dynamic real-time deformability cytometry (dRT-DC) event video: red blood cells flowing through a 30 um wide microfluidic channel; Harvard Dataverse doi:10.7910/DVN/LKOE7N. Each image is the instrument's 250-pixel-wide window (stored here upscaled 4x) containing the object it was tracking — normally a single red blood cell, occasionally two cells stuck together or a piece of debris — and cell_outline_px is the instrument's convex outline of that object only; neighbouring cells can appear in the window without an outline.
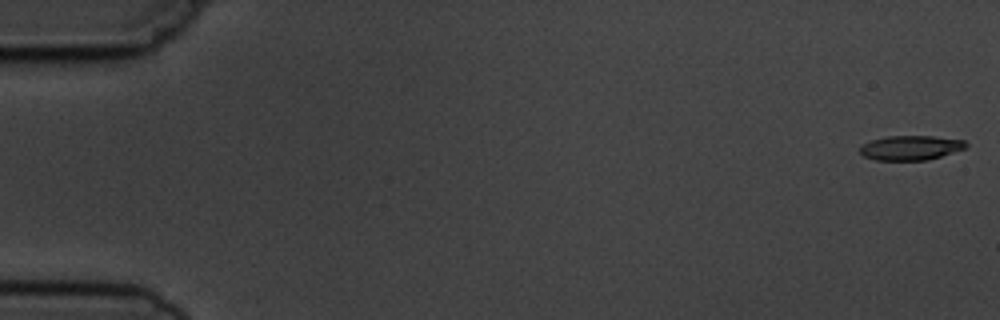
{"species": "common noctule bat (a hibernating species)", "species_latin": "Nyctalus noctula", "temperature_condition": "cold", "stored_images_in_passage": 6, "camera_frame_rate_fps": 3000, "um_per_image_px": 0.085, "animal": {"sex": "male", "body_mass_g": 19.5, "forearm_length_mm": 54.6}, "frame": {"image": 1, "passage_image": 1, "time_ms": 0.0, "image_size_px": [1000, 320], "cell_outline_px": [[968, 148], [928, 160], [876, 160], [864, 156], [860, 152], [860, 144], [872, 140], [888, 136], [932, 136], [964, 140], [968, 144]], "centroid_in_image_um": [77.43, 12.56], "position_along_channel_um": 7.6, "area_um2": 15.26}}
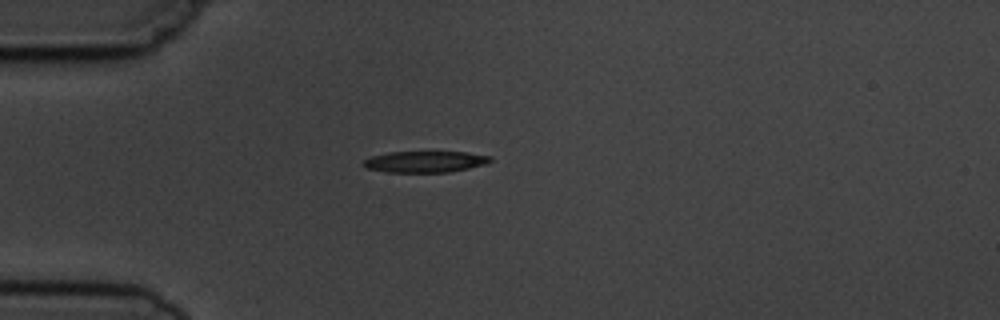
{"frame": {"image": 2, "passage_image": 5, "time_ms": 4.667, "image_size_px": [1000, 320], "cell_outline_px": [[492, 160], [488, 164], [448, 172], [384, 172], [368, 168], [360, 164], [364, 160], [372, 156], [388, 152], [468, 152], [492, 156]], "centroid_in_image_um": [36.15, 13.74], "position_along_channel_um": 48.8, "area_um2": 15.84}}